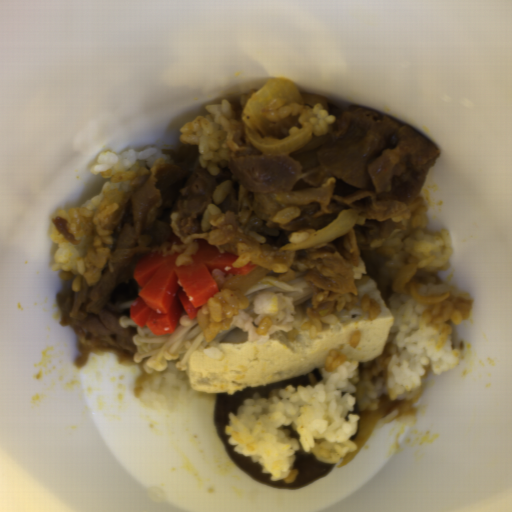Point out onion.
Here are the masks:
<instances>
[{"mask_svg":"<svg viewBox=\"0 0 512 512\" xmlns=\"http://www.w3.org/2000/svg\"><path fill=\"white\" fill-rule=\"evenodd\" d=\"M272 100H284L285 105L304 103L298 85L286 77L272 79L247 102L242 111V121L255 150L266 155H286L310 141L313 137L310 122L317 115L312 109L306 110L299 116L303 127L301 130L285 137H276L264 116Z\"/></svg>","mask_w":512,"mask_h":512,"instance_id":"1","label":"onion"},{"mask_svg":"<svg viewBox=\"0 0 512 512\" xmlns=\"http://www.w3.org/2000/svg\"><path fill=\"white\" fill-rule=\"evenodd\" d=\"M359 212L356 209H344L327 226L311 233L302 242H290L280 251H299L326 245L341 238L356 223Z\"/></svg>","mask_w":512,"mask_h":512,"instance_id":"2","label":"onion"},{"mask_svg":"<svg viewBox=\"0 0 512 512\" xmlns=\"http://www.w3.org/2000/svg\"><path fill=\"white\" fill-rule=\"evenodd\" d=\"M403 401L393 400L387 394L381 395L378 404L373 412H368L361 417L359 421V430L353 438L356 445L355 450H349L344 456L338 468L348 464L362 449L377 423L386 417L389 413L401 405Z\"/></svg>","mask_w":512,"mask_h":512,"instance_id":"3","label":"onion"},{"mask_svg":"<svg viewBox=\"0 0 512 512\" xmlns=\"http://www.w3.org/2000/svg\"><path fill=\"white\" fill-rule=\"evenodd\" d=\"M417 265L405 263L398 271L391 287L392 293H397L417 301L420 304L434 305L450 297V293L444 296L429 297L421 295L414 287L409 286L415 276Z\"/></svg>","mask_w":512,"mask_h":512,"instance_id":"4","label":"onion"},{"mask_svg":"<svg viewBox=\"0 0 512 512\" xmlns=\"http://www.w3.org/2000/svg\"><path fill=\"white\" fill-rule=\"evenodd\" d=\"M270 268L255 265L253 271L246 276H235L230 278L223 286L222 290H234L246 292L258 282H260L269 272Z\"/></svg>","mask_w":512,"mask_h":512,"instance_id":"5","label":"onion"},{"mask_svg":"<svg viewBox=\"0 0 512 512\" xmlns=\"http://www.w3.org/2000/svg\"><path fill=\"white\" fill-rule=\"evenodd\" d=\"M335 308H336V304H335V301L333 300V301L323 304L317 308H307L306 313H307L308 317H311L314 319V318L323 317V316L329 315L331 313H334Z\"/></svg>","mask_w":512,"mask_h":512,"instance_id":"6","label":"onion"}]
</instances>
